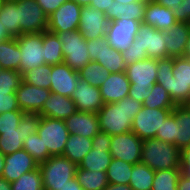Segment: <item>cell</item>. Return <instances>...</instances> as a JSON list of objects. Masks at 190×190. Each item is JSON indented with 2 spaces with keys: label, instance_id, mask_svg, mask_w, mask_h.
Listing matches in <instances>:
<instances>
[{
  "label": "cell",
  "instance_id": "obj_1",
  "mask_svg": "<svg viewBox=\"0 0 190 190\" xmlns=\"http://www.w3.org/2000/svg\"><path fill=\"white\" fill-rule=\"evenodd\" d=\"M157 79L177 104H183L190 93V59L184 57L157 59Z\"/></svg>",
  "mask_w": 190,
  "mask_h": 190
},
{
  "label": "cell",
  "instance_id": "obj_2",
  "mask_svg": "<svg viewBox=\"0 0 190 190\" xmlns=\"http://www.w3.org/2000/svg\"><path fill=\"white\" fill-rule=\"evenodd\" d=\"M142 106L141 102L130 96L116 103L104 104L97 113L100 130L111 136L130 132L134 117Z\"/></svg>",
  "mask_w": 190,
  "mask_h": 190
},
{
  "label": "cell",
  "instance_id": "obj_3",
  "mask_svg": "<svg viewBox=\"0 0 190 190\" xmlns=\"http://www.w3.org/2000/svg\"><path fill=\"white\" fill-rule=\"evenodd\" d=\"M141 162L154 171L181 167V150L174 144L150 138L143 141Z\"/></svg>",
  "mask_w": 190,
  "mask_h": 190
},
{
  "label": "cell",
  "instance_id": "obj_4",
  "mask_svg": "<svg viewBox=\"0 0 190 190\" xmlns=\"http://www.w3.org/2000/svg\"><path fill=\"white\" fill-rule=\"evenodd\" d=\"M157 59L147 58L126 67V75L131 83L128 96L143 104L150 95V88L157 79Z\"/></svg>",
  "mask_w": 190,
  "mask_h": 190
},
{
  "label": "cell",
  "instance_id": "obj_5",
  "mask_svg": "<svg viewBox=\"0 0 190 190\" xmlns=\"http://www.w3.org/2000/svg\"><path fill=\"white\" fill-rule=\"evenodd\" d=\"M44 190H60L75 178L77 165L62 155L51 156L38 165Z\"/></svg>",
  "mask_w": 190,
  "mask_h": 190
},
{
  "label": "cell",
  "instance_id": "obj_6",
  "mask_svg": "<svg viewBox=\"0 0 190 190\" xmlns=\"http://www.w3.org/2000/svg\"><path fill=\"white\" fill-rule=\"evenodd\" d=\"M39 113L24 112L16 130L0 131V152L5 156L23 149V142L28 136L37 134Z\"/></svg>",
  "mask_w": 190,
  "mask_h": 190
},
{
  "label": "cell",
  "instance_id": "obj_7",
  "mask_svg": "<svg viewBox=\"0 0 190 190\" xmlns=\"http://www.w3.org/2000/svg\"><path fill=\"white\" fill-rule=\"evenodd\" d=\"M57 34L62 43L64 63L75 71H80L91 62L87 47V40L78 30Z\"/></svg>",
  "mask_w": 190,
  "mask_h": 190
},
{
  "label": "cell",
  "instance_id": "obj_8",
  "mask_svg": "<svg viewBox=\"0 0 190 190\" xmlns=\"http://www.w3.org/2000/svg\"><path fill=\"white\" fill-rule=\"evenodd\" d=\"M37 134L51 156L62 155L70 133L64 120L40 117Z\"/></svg>",
  "mask_w": 190,
  "mask_h": 190
},
{
  "label": "cell",
  "instance_id": "obj_9",
  "mask_svg": "<svg viewBox=\"0 0 190 190\" xmlns=\"http://www.w3.org/2000/svg\"><path fill=\"white\" fill-rule=\"evenodd\" d=\"M88 52L91 61H96L111 73L125 72L127 65L122 57V52L113 49L103 36L87 40Z\"/></svg>",
  "mask_w": 190,
  "mask_h": 190
},
{
  "label": "cell",
  "instance_id": "obj_10",
  "mask_svg": "<svg viewBox=\"0 0 190 190\" xmlns=\"http://www.w3.org/2000/svg\"><path fill=\"white\" fill-rule=\"evenodd\" d=\"M17 16L20 36L42 33L48 29V17L36 0H17Z\"/></svg>",
  "mask_w": 190,
  "mask_h": 190
},
{
  "label": "cell",
  "instance_id": "obj_11",
  "mask_svg": "<svg viewBox=\"0 0 190 190\" xmlns=\"http://www.w3.org/2000/svg\"><path fill=\"white\" fill-rule=\"evenodd\" d=\"M172 110L142 106L134 117L131 131L142 141L155 138L158 129L161 128L165 119L172 113Z\"/></svg>",
  "mask_w": 190,
  "mask_h": 190
},
{
  "label": "cell",
  "instance_id": "obj_12",
  "mask_svg": "<svg viewBox=\"0 0 190 190\" xmlns=\"http://www.w3.org/2000/svg\"><path fill=\"white\" fill-rule=\"evenodd\" d=\"M20 48V73L44 65L43 32L24 34L17 37Z\"/></svg>",
  "mask_w": 190,
  "mask_h": 190
},
{
  "label": "cell",
  "instance_id": "obj_13",
  "mask_svg": "<svg viewBox=\"0 0 190 190\" xmlns=\"http://www.w3.org/2000/svg\"><path fill=\"white\" fill-rule=\"evenodd\" d=\"M143 141L132 131L111 136L110 154L129 164L141 162Z\"/></svg>",
  "mask_w": 190,
  "mask_h": 190
},
{
  "label": "cell",
  "instance_id": "obj_14",
  "mask_svg": "<svg viewBox=\"0 0 190 190\" xmlns=\"http://www.w3.org/2000/svg\"><path fill=\"white\" fill-rule=\"evenodd\" d=\"M141 22L132 19L117 18L109 21L106 31L108 43L120 52L127 50L138 33Z\"/></svg>",
  "mask_w": 190,
  "mask_h": 190
},
{
  "label": "cell",
  "instance_id": "obj_15",
  "mask_svg": "<svg viewBox=\"0 0 190 190\" xmlns=\"http://www.w3.org/2000/svg\"><path fill=\"white\" fill-rule=\"evenodd\" d=\"M82 6L74 1L63 3L56 11L48 16V31L64 33L78 30Z\"/></svg>",
  "mask_w": 190,
  "mask_h": 190
},
{
  "label": "cell",
  "instance_id": "obj_16",
  "mask_svg": "<svg viewBox=\"0 0 190 190\" xmlns=\"http://www.w3.org/2000/svg\"><path fill=\"white\" fill-rule=\"evenodd\" d=\"M164 39V31L156 30L143 22L134 38L142 50L147 51V57L152 59L169 58Z\"/></svg>",
  "mask_w": 190,
  "mask_h": 190
},
{
  "label": "cell",
  "instance_id": "obj_17",
  "mask_svg": "<svg viewBox=\"0 0 190 190\" xmlns=\"http://www.w3.org/2000/svg\"><path fill=\"white\" fill-rule=\"evenodd\" d=\"M108 19L104 12L91 6H82L78 31L85 40L106 36Z\"/></svg>",
  "mask_w": 190,
  "mask_h": 190
},
{
  "label": "cell",
  "instance_id": "obj_18",
  "mask_svg": "<svg viewBox=\"0 0 190 190\" xmlns=\"http://www.w3.org/2000/svg\"><path fill=\"white\" fill-rule=\"evenodd\" d=\"M71 98L75 103L77 111L98 113L104 106L100 89L81 79L77 82Z\"/></svg>",
  "mask_w": 190,
  "mask_h": 190
},
{
  "label": "cell",
  "instance_id": "obj_19",
  "mask_svg": "<svg viewBox=\"0 0 190 190\" xmlns=\"http://www.w3.org/2000/svg\"><path fill=\"white\" fill-rule=\"evenodd\" d=\"M15 94L21 111L40 113L44 102L51 94V90L29 85L22 81Z\"/></svg>",
  "mask_w": 190,
  "mask_h": 190
},
{
  "label": "cell",
  "instance_id": "obj_20",
  "mask_svg": "<svg viewBox=\"0 0 190 190\" xmlns=\"http://www.w3.org/2000/svg\"><path fill=\"white\" fill-rule=\"evenodd\" d=\"M38 165L25 149H21L12 154L5 155L2 177L8 182H14L24 173L37 169Z\"/></svg>",
  "mask_w": 190,
  "mask_h": 190
},
{
  "label": "cell",
  "instance_id": "obj_21",
  "mask_svg": "<svg viewBox=\"0 0 190 190\" xmlns=\"http://www.w3.org/2000/svg\"><path fill=\"white\" fill-rule=\"evenodd\" d=\"M52 93L72 97L79 81V72L70 68L67 64L61 63L52 66L51 72Z\"/></svg>",
  "mask_w": 190,
  "mask_h": 190
},
{
  "label": "cell",
  "instance_id": "obj_22",
  "mask_svg": "<svg viewBox=\"0 0 190 190\" xmlns=\"http://www.w3.org/2000/svg\"><path fill=\"white\" fill-rule=\"evenodd\" d=\"M64 122L68 132L73 135L93 138L101 131L97 113L76 111L65 119Z\"/></svg>",
  "mask_w": 190,
  "mask_h": 190
},
{
  "label": "cell",
  "instance_id": "obj_23",
  "mask_svg": "<svg viewBox=\"0 0 190 190\" xmlns=\"http://www.w3.org/2000/svg\"><path fill=\"white\" fill-rule=\"evenodd\" d=\"M131 83L125 72L110 73L99 87L104 104L116 103L128 96Z\"/></svg>",
  "mask_w": 190,
  "mask_h": 190
},
{
  "label": "cell",
  "instance_id": "obj_24",
  "mask_svg": "<svg viewBox=\"0 0 190 190\" xmlns=\"http://www.w3.org/2000/svg\"><path fill=\"white\" fill-rule=\"evenodd\" d=\"M177 22L175 14L171 9L155 3L153 0H147L144 12V24L150 25L156 30L166 31Z\"/></svg>",
  "mask_w": 190,
  "mask_h": 190
},
{
  "label": "cell",
  "instance_id": "obj_25",
  "mask_svg": "<svg viewBox=\"0 0 190 190\" xmlns=\"http://www.w3.org/2000/svg\"><path fill=\"white\" fill-rule=\"evenodd\" d=\"M77 111L71 97L52 93L44 102L39 115L43 117L65 120Z\"/></svg>",
  "mask_w": 190,
  "mask_h": 190
},
{
  "label": "cell",
  "instance_id": "obj_26",
  "mask_svg": "<svg viewBox=\"0 0 190 190\" xmlns=\"http://www.w3.org/2000/svg\"><path fill=\"white\" fill-rule=\"evenodd\" d=\"M190 33V24L177 22L172 28L164 31V42L168 51V57H182Z\"/></svg>",
  "mask_w": 190,
  "mask_h": 190
},
{
  "label": "cell",
  "instance_id": "obj_27",
  "mask_svg": "<svg viewBox=\"0 0 190 190\" xmlns=\"http://www.w3.org/2000/svg\"><path fill=\"white\" fill-rule=\"evenodd\" d=\"M172 113L175 115V146L182 150L190 146V109L177 104Z\"/></svg>",
  "mask_w": 190,
  "mask_h": 190
},
{
  "label": "cell",
  "instance_id": "obj_28",
  "mask_svg": "<svg viewBox=\"0 0 190 190\" xmlns=\"http://www.w3.org/2000/svg\"><path fill=\"white\" fill-rule=\"evenodd\" d=\"M146 3L147 0H141L122 4L113 0L112 12L107 15V19L108 21H113L120 18L143 22Z\"/></svg>",
  "mask_w": 190,
  "mask_h": 190
},
{
  "label": "cell",
  "instance_id": "obj_29",
  "mask_svg": "<svg viewBox=\"0 0 190 190\" xmlns=\"http://www.w3.org/2000/svg\"><path fill=\"white\" fill-rule=\"evenodd\" d=\"M91 149L92 138L70 134L62 156L78 166Z\"/></svg>",
  "mask_w": 190,
  "mask_h": 190
},
{
  "label": "cell",
  "instance_id": "obj_30",
  "mask_svg": "<svg viewBox=\"0 0 190 190\" xmlns=\"http://www.w3.org/2000/svg\"><path fill=\"white\" fill-rule=\"evenodd\" d=\"M109 150L110 148H92L77 168L106 172L112 160Z\"/></svg>",
  "mask_w": 190,
  "mask_h": 190
},
{
  "label": "cell",
  "instance_id": "obj_31",
  "mask_svg": "<svg viewBox=\"0 0 190 190\" xmlns=\"http://www.w3.org/2000/svg\"><path fill=\"white\" fill-rule=\"evenodd\" d=\"M20 54L17 38H10L0 42V66L2 69L20 72Z\"/></svg>",
  "mask_w": 190,
  "mask_h": 190
},
{
  "label": "cell",
  "instance_id": "obj_32",
  "mask_svg": "<svg viewBox=\"0 0 190 190\" xmlns=\"http://www.w3.org/2000/svg\"><path fill=\"white\" fill-rule=\"evenodd\" d=\"M44 61L48 65L64 63L62 43L57 34L50 31L43 32Z\"/></svg>",
  "mask_w": 190,
  "mask_h": 190
},
{
  "label": "cell",
  "instance_id": "obj_33",
  "mask_svg": "<svg viewBox=\"0 0 190 190\" xmlns=\"http://www.w3.org/2000/svg\"><path fill=\"white\" fill-rule=\"evenodd\" d=\"M75 178L84 190H103L109 184L104 171L77 168Z\"/></svg>",
  "mask_w": 190,
  "mask_h": 190
},
{
  "label": "cell",
  "instance_id": "obj_34",
  "mask_svg": "<svg viewBox=\"0 0 190 190\" xmlns=\"http://www.w3.org/2000/svg\"><path fill=\"white\" fill-rule=\"evenodd\" d=\"M155 171L142 162L133 165L129 186L133 190H151Z\"/></svg>",
  "mask_w": 190,
  "mask_h": 190
},
{
  "label": "cell",
  "instance_id": "obj_35",
  "mask_svg": "<svg viewBox=\"0 0 190 190\" xmlns=\"http://www.w3.org/2000/svg\"><path fill=\"white\" fill-rule=\"evenodd\" d=\"M0 22L12 38L20 36V22L17 16V1H5L0 12Z\"/></svg>",
  "mask_w": 190,
  "mask_h": 190
},
{
  "label": "cell",
  "instance_id": "obj_36",
  "mask_svg": "<svg viewBox=\"0 0 190 190\" xmlns=\"http://www.w3.org/2000/svg\"><path fill=\"white\" fill-rule=\"evenodd\" d=\"M133 165L120 159L112 158L106 171L109 184L129 185Z\"/></svg>",
  "mask_w": 190,
  "mask_h": 190
},
{
  "label": "cell",
  "instance_id": "obj_37",
  "mask_svg": "<svg viewBox=\"0 0 190 190\" xmlns=\"http://www.w3.org/2000/svg\"><path fill=\"white\" fill-rule=\"evenodd\" d=\"M143 106L148 108L174 109L176 104L170 98L165 88L155 83L150 88V95L145 98Z\"/></svg>",
  "mask_w": 190,
  "mask_h": 190
},
{
  "label": "cell",
  "instance_id": "obj_38",
  "mask_svg": "<svg viewBox=\"0 0 190 190\" xmlns=\"http://www.w3.org/2000/svg\"><path fill=\"white\" fill-rule=\"evenodd\" d=\"M78 72L81 80L97 88L102 85L111 73L96 61L89 62Z\"/></svg>",
  "mask_w": 190,
  "mask_h": 190
},
{
  "label": "cell",
  "instance_id": "obj_39",
  "mask_svg": "<svg viewBox=\"0 0 190 190\" xmlns=\"http://www.w3.org/2000/svg\"><path fill=\"white\" fill-rule=\"evenodd\" d=\"M181 174L180 168L155 171L151 190H178L177 184Z\"/></svg>",
  "mask_w": 190,
  "mask_h": 190
},
{
  "label": "cell",
  "instance_id": "obj_40",
  "mask_svg": "<svg viewBox=\"0 0 190 190\" xmlns=\"http://www.w3.org/2000/svg\"><path fill=\"white\" fill-rule=\"evenodd\" d=\"M52 66L44 64L23 74V81L29 85L50 90Z\"/></svg>",
  "mask_w": 190,
  "mask_h": 190
},
{
  "label": "cell",
  "instance_id": "obj_41",
  "mask_svg": "<svg viewBox=\"0 0 190 190\" xmlns=\"http://www.w3.org/2000/svg\"><path fill=\"white\" fill-rule=\"evenodd\" d=\"M11 186L12 190H44L39 167L21 175L18 180L11 182Z\"/></svg>",
  "mask_w": 190,
  "mask_h": 190
},
{
  "label": "cell",
  "instance_id": "obj_42",
  "mask_svg": "<svg viewBox=\"0 0 190 190\" xmlns=\"http://www.w3.org/2000/svg\"><path fill=\"white\" fill-rule=\"evenodd\" d=\"M23 149H25L38 164L45 162L51 157L48 149H44V144L38 134L28 136L23 142Z\"/></svg>",
  "mask_w": 190,
  "mask_h": 190
},
{
  "label": "cell",
  "instance_id": "obj_43",
  "mask_svg": "<svg viewBox=\"0 0 190 190\" xmlns=\"http://www.w3.org/2000/svg\"><path fill=\"white\" fill-rule=\"evenodd\" d=\"M23 81V75L19 71L2 69L0 72V91L16 92Z\"/></svg>",
  "mask_w": 190,
  "mask_h": 190
},
{
  "label": "cell",
  "instance_id": "obj_44",
  "mask_svg": "<svg viewBox=\"0 0 190 190\" xmlns=\"http://www.w3.org/2000/svg\"><path fill=\"white\" fill-rule=\"evenodd\" d=\"M155 138L175 145V115L173 113L165 119Z\"/></svg>",
  "mask_w": 190,
  "mask_h": 190
},
{
  "label": "cell",
  "instance_id": "obj_45",
  "mask_svg": "<svg viewBox=\"0 0 190 190\" xmlns=\"http://www.w3.org/2000/svg\"><path fill=\"white\" fill-rule=\"evenodd\" d=\"M23 111L15 110L0 114V131L16 130L23 117Z\"/></svg>",
  "mask_w": 190,
  "mask_h": 190
},
{
  "label": "cell",
  "instance_id": "obj_46",
  "mask_svg": "<svg viewBox=\"0 0 190 190\" xmlns=\"http://www.w3.org/2000/svg\"><path fill=\"white\" fill-rule=\"evenodd\" d=\"M122 57L127 66L137 61L145 60L148 58L147 51L142 50L136 40L133 41V43L127 48V50L122 52Z\"/></svg>",
  "mask_w": 190,
  "mask_h": 190
},
{
  "label": "cell",
  "instance_id": "obj_47",
  "mask_svg": "<svg viewBox=\"0 0 190 190\" xmlns=\"http://www.w3.org/2000/svg\"><path fill=\"white\" fill-rule=\"evenodd\" d=\"M20 110L15 92L0 91V114Z\"/></svg>",
  "mask_w": 190,
  "mask_h": 190
},
{
  "label": "cell",
  "instance_id": "obj_48",
  "mask_svg": "<svg viewBox=\"0 0 190 190\" xmlns=\"http://www.w3.org/2000/svg\"><path fill=\"white\" fill-rule=\"evenodd\" d=\"M174 14L178 22L190 23V0H183Z\"/></svg>",
  "mask_w": 190,
  "mask_h": 190
},
{
  "label": "cell",
  "instance_id": "obj_49",
  "mask_svg": "<svg viewBox=\"0 0 190 190\" xmlns=\"http://www.w3.org/2000/svg\"><path fill=\"white\" fill-rule=\"evenodd\" d=\"M36 1L48 17L54 11H56L63 3L68 2L70 0H36Z\"/></svg>",
  "mask_w": 190,
  "mask_h": 190
},
{
  "label": "cell",
  "instance_id": "obj_50",
  "mask_svg": "<svg viewBox=\"0 0 190 190\" xmlns=\"http://www.w3.org/2000/svg\"><path fill=\"white\" fill-rule=\"evenodd\" d=\"M111 135L100 131L92 138V148H110Z\"/></svg>",
  "mask_w": 190,
  "mask_h": 190
},
{
  "label": "cell",
  "instance_id": "obj_51",
  "mask_svg": "<svg viewBox=\"0 0 190 190\" xmlns=\"http://www.w3.org/2000/svg\"><path fill=\"white\" fill-rule=\"evenodd\" d=\"M90 6L104 12L107 16L112 12L113 0H92Z\"/></svg>",
  "mask_w": 190,
  "mask_h": 190
},
{
  "label": "cell",
  "instance_id": "obj_52",
  "mask_svg": "<svg viewBox=\"0 0 190 190\" xmlns=\"http://www.w3.org/2000/svg\"><path fill=\"white\" fill-rule=\"evenodd\" d=\"M155 3H158L166 8L171 9L173 12L178 9L183 0H153Z\"/></svg>",
  "mask_w": 190,
  "mask_h": 190
},
{
  "label": "cell",
  "instance_id": "obj_53",
  "mask_svg": "<svg viewBox=\"0 0 190 190\" xmlns=\"http://www.w3.org/2000/svg\"><path fill=\"white\" fill-rule=\"evenodd\" d=\"M180 168H190V146L181 150Z\"/></svg>",
  "mask_w": 190,
  "mask_h": 190
},
{
  "label": "cell",
  "instance_id": "obj_54",
  "mask_svg": "<svg viewBox=\"0 0 190 190\" xmlns=\"http://www.w3.org/2000/svg\"><path fill=\"white\" fill-rule=\"evenodd\" d=\"M178 190H190V178L181 174L177 184Z\"/></svg>",
  "mask_w": 190,
  "mask_h": 190
},
{
  "label": "cell",
  "instance_id": "obj_55",
  "mask_svg": "<svg viewBox=\"0 0 190 190\" xmlns=\"http://www.w3.org/2000/svg\"><path fill=\"white\" fill-rule=\"evenodd\" d=\"M60 190H84L78 183L76 178L67 181L66 185Z\"/></svg>",
  "mask_w": 190,
  "mask_h": 190
},
{
  "label": "cell",
  "instance_id": "obj_56",
  "mask_svg": "<svg viewBox=\"0 0 190 190\" xmlns=\"http://www.w3.org/2000/svg\"><path fill=\"white\" fill-rule=\"evenodd\" d=\"M103 190H133L129 185L124 184H108Z\"/></svg>",
  "mask_w": 190,
  "mask_h": 190
},
{
  "label": "cell",
  "instance_id": "obj_57",
  "mask_svg": "<svg viewBox=\"0 0 190 190\" xmlns=\"http://www.w3.org/2000/svg\"><path fill=\"white\" fill-rule=\"evenodd\" d=\"M12 38L5 27H3L2 23L0 22V42H3L4 40Z\"/></svg>",
  "mask_w": 190,
  "mask_h": 190
},
{
  "label": "cell",
  "instance_id": "obj_58",
  "mask_svg": "<svg viewBox=\"0 0 190 190\" xmlns=\"http://www.w3.org/2000/svg\"><path fill=\"white\" fill-rule=\"evenodd\" d=\"M0 190H12L11 182H8L2 176L0 177Z\"/></svg>",
  "mask_w": 190,
  "mask_h": 190
},
{
  "label": "cell",
  "instance_id": "obj_59",
  "mask_svg": "<svg viewBox=\"0 0 190 190\" xmlns=\"http://www.w3.org/2000/svg\"><path fill=\"white\" fill-rule=\"evenodd\" d=\"M182 57H184L186 59H190V33H189L188 41L186 43V48H185V51H184Z\"/></svg>",
  "mask_w": 190,
  "mask_h": 190
},
{
  "label": "cell",
  "instance_id": "obj_60",
  "mask_svg": "<svg viewBox=\"0 0 190 190\" xmlns=\"http://www.w3.org/2000/svg\"><path fill=\"white\" fill-rule=\"evenodd\" d=\"M76 2L80 6H90L92 0H71Z\"/></svg>",
  "mask_w": 190,
  "mask_h": 190
},
{
  "label": "cell",
  "instance_id": "obj_61",
  "mask_svg": "<svg viewBox=\"0 0 190 190\" xmlns=\"http://www.w3.org/2000/svg\"><path fill=\"white\" fill-rule=\"evenodd\" d=\"M5 165V156L0 152V177L2 176Z\"/></svg>",
  "mask_w": 190,
  "mask_h": 190
},
{
  "label": "cell",
  "instance_id": "obj_62",
  "mask_svg": "<svg viewBox=\"0 0 190 190\" xmlns=\"http://www.w3.org/2000/svg\"><path fill=\"white\" fill-rule=\"evenodd\" d=\"M182 171V174L190 178V168H180Z\"/></svg>",
  "mask_w": 190,
  "mask_h": 190
},
{
  "label": "cell",
  "instance_id": "obj_63",
  "mask_svg": "<svg viewBox=\"0 0 190 190\" xmlns=\"http://www.w3.org/2000/svg\"><path fill=\"white\" fill-rule=\"evenodd\" d=\"M114 1H117V2L122 3V4H126V3L138 2L141 0H114Z\"/></svg>",
  "mask_w": 190,
  "mask_h": 190
},
{
  "label": "cell",
  "instance_id": "obj_64",
  "mask_svg": "<svg viewBox=\"0 0 190 190\" xmlns=\"http://www.w3.org/2000/svg\"><path fill=\"white\" fill-rule=\"evenodd\" d=\"M182 105L185 106L186 108L190 109V93H189L188 98L184 101V103Z\"/></svg>",
  "mask_w": 190,
  "mask_h": 190
},
{
  "label": "cell",
  "instance_id": "obj_65",
  "mask_svg": "<svg viewBox=\"0 0 190 190\" xmlns=\"http://www.w3.org/2000/svg\"><path fill=\"white\" fill-rule=\"evenodd\" d=\"M4 0H0V12L2 11V7H3V4H4Z\"/></svg>",
  "mask_w": 190,
  "mask_h": 190
}]
</instances>
